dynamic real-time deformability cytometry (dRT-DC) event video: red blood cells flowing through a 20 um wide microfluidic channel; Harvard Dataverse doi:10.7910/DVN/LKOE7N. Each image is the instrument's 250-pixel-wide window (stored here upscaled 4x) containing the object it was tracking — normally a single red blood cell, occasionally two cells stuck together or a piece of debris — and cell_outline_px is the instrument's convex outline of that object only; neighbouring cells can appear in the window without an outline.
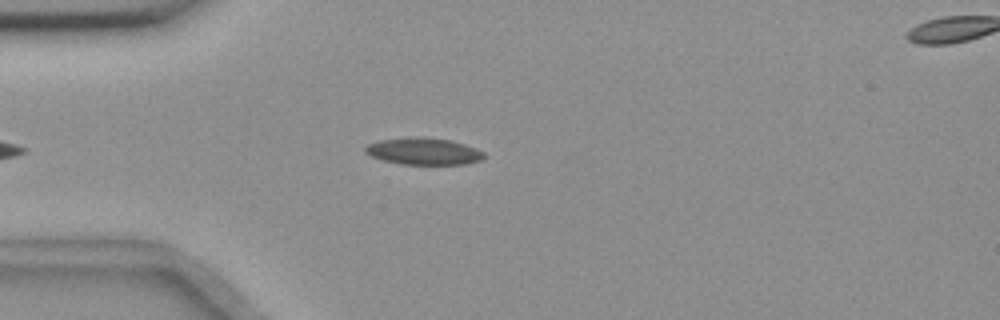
{"species": "common noctule bat (a hibernating species)", "species_latin": "Nyctalus noctula", "temperature_condition": "room temperature", "stored_images_in_passage": 44, "camera_frame_rate_fps": 3000, "um_per_image_px": 0.085, "animal": {"sex": "female", "body_mass_g": 18.4}, "frame": {"image": 1, "passage_image": 10, "time_ms": 3.0, "image_size_px": [1000, 320], "cell_outline_px": [[484, 156], [480, 160], [464, 164], [400, 164], [384, 160], [372, 156], [364, 152], [364, 148], [368, 144], [380, 140], [416, 136], [452, 140], [476, 148], [484, 152]], "centroid_in_image_um": [36.0, 12.85], "position_along_channel_um": 49.0, "area_um2": 18.5}}
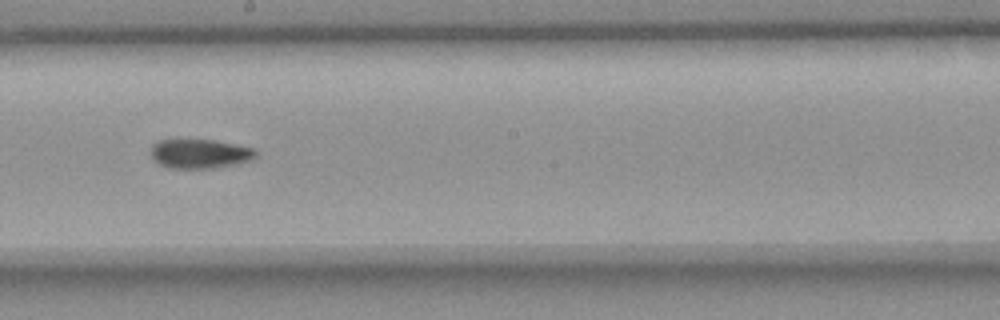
{"frame": {"image": 2, "passage_image": 26, "time_ms": 8.333, "image_size_px": [1000, 320], "cell_outline_px": [[256, 160], [216, 168], [168, 168], [160, 164], [152, 156], [152, 144], [156, 140], [180, 136], [216, 140], [236, 144], [252, 148], [256, 152]], "centroid_in_image_um": [16.97, 13.01], "position_along_channel_um": 231.2, "area_um2": 18.84}}
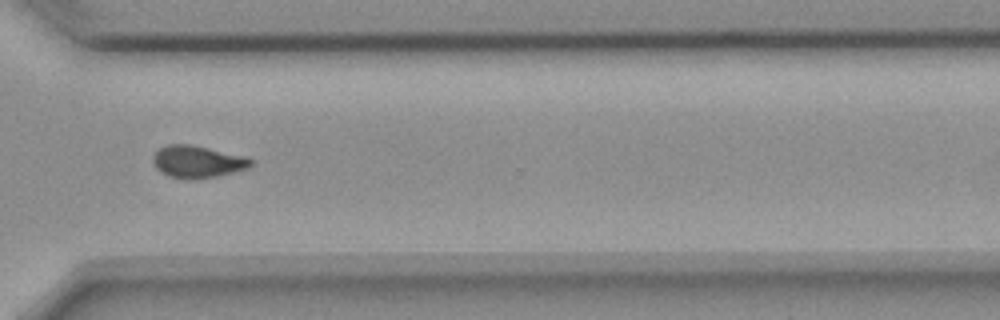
{"frame": {"image": 3, "passage_image": 36, "time_ms": 11.667, "image_size_px": [1000, 320], "cell_outline_px": [[252, 164], [248, 168], [216, 176], [184, 180], [168, 176], [160, 172], [156, 168], [152, 160], [152, 156], [160, 148], [168, 144], [188, 144], [208, 148], [244, 156], [252, 160]], "centroid_in_image_um": [16.73, 13.75], "position_along_channel_um": 353.9, "area_um2": 18.21}, "authors_computed_cell_mechanics": {"area_um2": 18.5249, "velocity_mm_per_s": 3.6577, "shape_relaxation_time_tau1_ms": null, "shape_relaxation_time_tau2_ms": 4.2011, "deformation_change_tau1": null, "deformation_change_tau2": 0.0978}}